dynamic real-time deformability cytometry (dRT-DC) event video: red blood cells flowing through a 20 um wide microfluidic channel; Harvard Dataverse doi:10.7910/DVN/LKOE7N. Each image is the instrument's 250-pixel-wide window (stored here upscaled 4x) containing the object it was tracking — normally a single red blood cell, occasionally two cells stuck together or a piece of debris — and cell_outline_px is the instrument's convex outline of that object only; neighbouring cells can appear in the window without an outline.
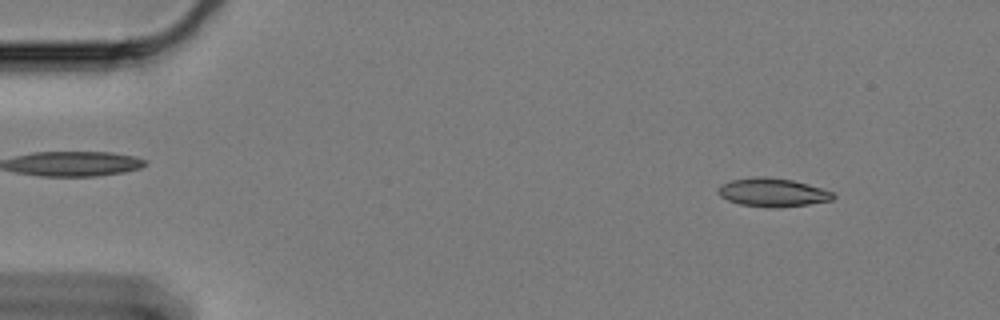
{"species": "Egyptian fruit bat (a non-hibernating species)", "species_latin": "Rousettus aegyptiacus", "temperature_condition": "cold", "stored_images_in_passage": 60, "camera_frame_rate_fps": 3000, "um_per_image_px": 0.085, "animal": {"sex": "female"}, "frame": {"image": 1, "passage_image": 6, "time_ms": 1.667, "image_size_px": [1000, 320], "cell_outline_px": [[836, 196], [832, 200], [808, 204], [780, 208], [772, 208], [740, 204], [728, 200], [720, 196], [720, 184], [732, 180], [760, 176], [764, 176], [792, 180], [808, 184], [832, 192]], "centroid_in_image_um": [65.69, 16.36], "position_along_channel_um": 19.3, "area_um2": 18.9}}
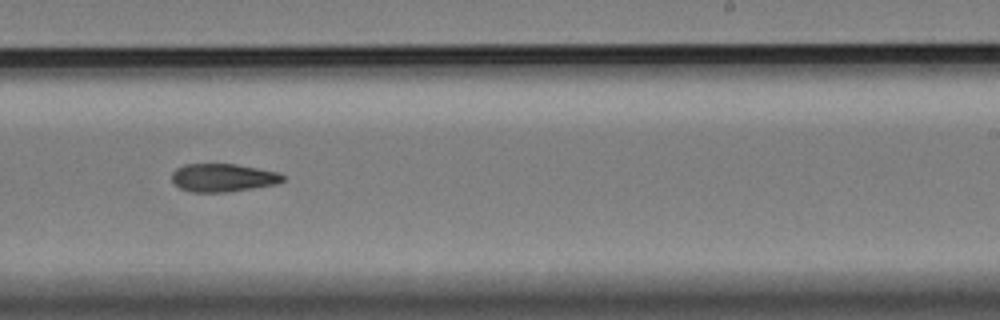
{"frame": {"image": 2, "passage_image": 37, "time_ms": 12.0, "image_size_px": [1000, 320], "cell_outline_px": [[284, 180], [276, 184], [228, 192], [192, 192], [180, 188], [172, 184], [172, 172], [176, 168], [184, 164], [236, 164], [280, 172], [284, 176]], "centroid_in_image_um": [18.93, 15.1], "position_along_channel_um": 270.1, "area_um2": 18.32}}
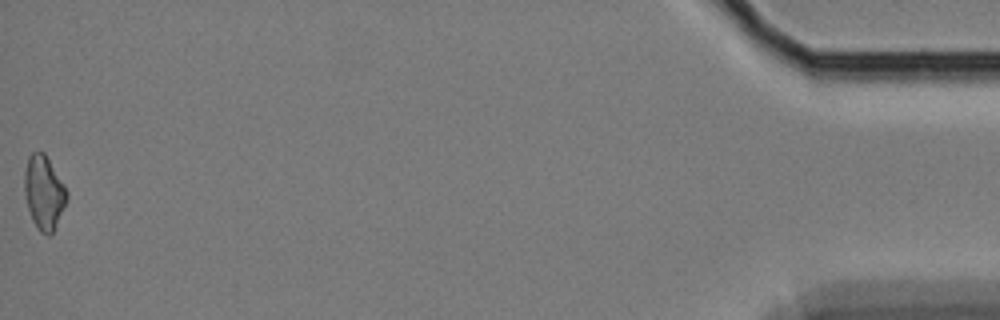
{"frame": {"image": 3, "passage_image": 60, "time_ms": 19.667, "image_size_px": [1000, 320], "cell_outline_px": [[68, 200], [52, 232], [48, 236], [40, 232], [36, 228], [32, 220], [28, 208], [24, 192], [24, 172], [28, 156], [32, 152], [44, 152], [64, 184], [68, 192]], "centroid_in_image_um": [3.73, 16.36], "position_along_channel_um": 431.5, "area_um2": 18.26}}